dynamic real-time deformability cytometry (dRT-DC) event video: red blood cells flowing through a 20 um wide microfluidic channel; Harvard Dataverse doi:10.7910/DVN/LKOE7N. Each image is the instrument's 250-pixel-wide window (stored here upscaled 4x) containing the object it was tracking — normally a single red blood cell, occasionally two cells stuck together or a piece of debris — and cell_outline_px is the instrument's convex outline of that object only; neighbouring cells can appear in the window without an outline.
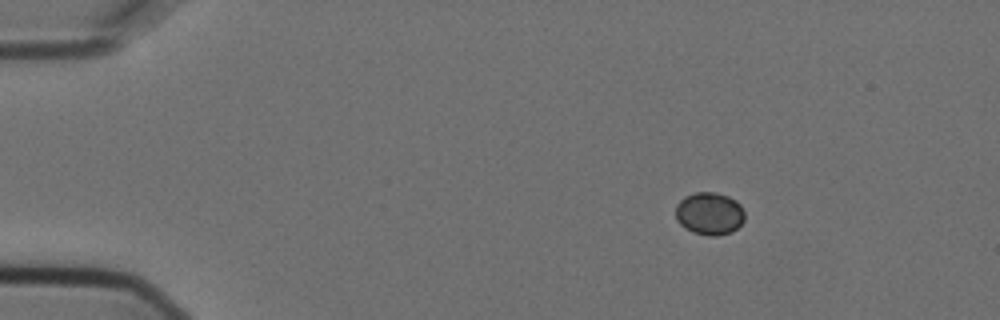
{"species": "Egyptian fruit bat (a non-hibernating species)", "species_latin": "Rousettus aegyptiacus", "temperature_condition": "cold", "stored_images_in_passage": 5, "camera_frame_rate_fps": 3000, "um_per_image_px": 0.085, "animal": {"sex": "female"}, "frame": {"image": 1, "passage_image": 1, "time_ms": 0.0, "image_size_px": [1000, 320], "cell_outline_px": [[744, 220], [732, 232], [716, 236], [708, 236], [692, 232], [684, 228], [676, 220], [676, 204], [684, 196], [696, 192], [716, 192], [728, 196], [736, 200], [740, 204], [744, 212]], "centroid_in_image_um": [60.29, 18.15], "position_along_channel_um": 24.7, "area_um2": 17.34}}
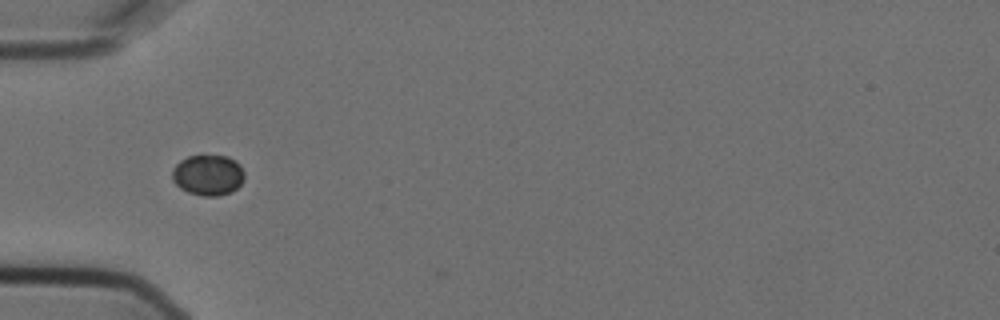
{"frame": {"image": 2, "passage_image": 4, "time_ms": 1.0, "image_size_px": [1000, 320], "cell_outline_px": [[244, 180], [232, 192], [216, 196], [200, 196], [188, 192], [180, 188], [172, 180], [172, 168], [180, 160], [188, 156], [200, 152], [228, 156], [236, 160], [240, 164], [244, 172]], "centroid_in_image_um": [17.67, 14.82], "position_along_channel_um": 67.3, "area_um2": 17.86}}
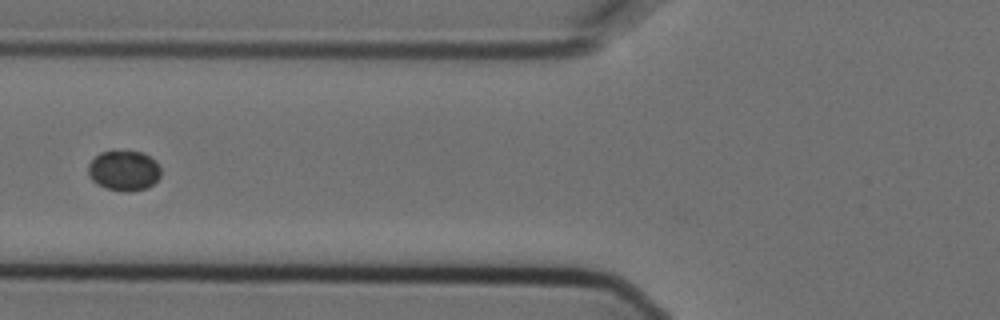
{"frame": {"image": 3, "passage_image": 5, "time_ms": 1.333, "image_size_px": [1000, 320], "cell_outline_px": [[160, 176], [148, 188], [128, 192], [124, 192], [104, 188], [96, 184], [88, 176], [88, 164], [100, 152], [112, 148], [144, 152], [156, 160], [160, 168]], "centroid_in_image_um": [10.51, 14.46], "position_along_channel_um": 115.3, "area_um2": 17.74}}